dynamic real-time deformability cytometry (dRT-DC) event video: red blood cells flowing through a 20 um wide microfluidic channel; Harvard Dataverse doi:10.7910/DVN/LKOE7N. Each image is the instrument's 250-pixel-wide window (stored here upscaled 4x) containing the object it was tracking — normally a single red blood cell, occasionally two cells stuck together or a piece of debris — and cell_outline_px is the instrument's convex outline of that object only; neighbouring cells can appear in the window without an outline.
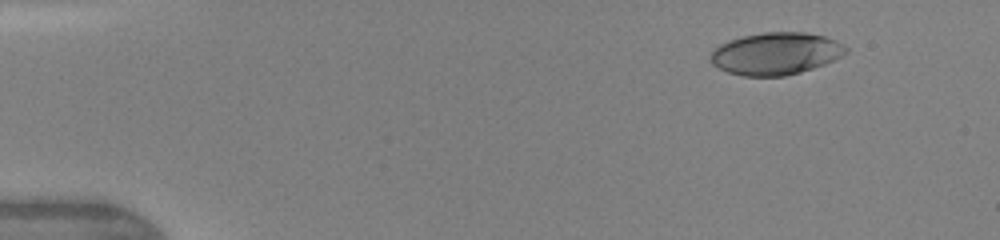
{"species": "human", "species_latin": "Homo sapiens", "temperature_condition": "warm", "stored_images_in_passage": 7, "camera_frame_rate_fps": 3000, "um_per_image_px": 0.085, "donor": {"sex": "female"}, "frame": {"image": 1, "passage_image": 2, "time_ms": 1.0, "image_size_px": [1000, 240], "cell_outline_px": [[848, 52], [824, 64], [800, 72], [784, 76], [744, 76], [728, 72], [712, 64], [712, 52], [720, 44], [744, 36], [764, 32], [804, 32], [824, 36], [836, 40], [848, 48]], "centroid_in_image_um": [65.97, 4.55], "position_along_channel_um": 19.0, "area_um2": 32.89}}
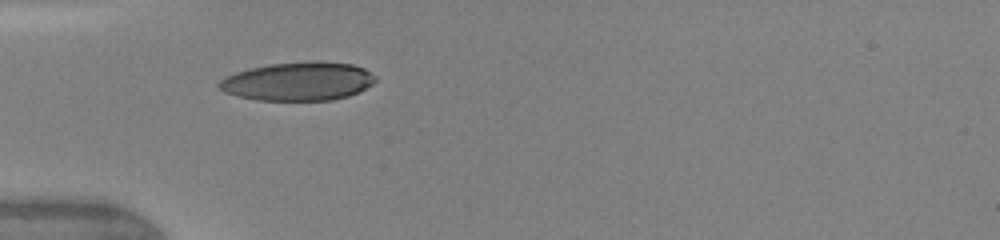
{"frame": {"image": 2, "passage_image": 6, "time_ms": 4.333, "image_size_px": [1000, 240], "cell_outline_px": [[376, 80], [372, 84], [348, 96], [332, 100], [256, 100], [236, 96], [224, 92], [216, 84], [220, 80], [236, 72], [252, 68], [272, 64], [352, 64], [364, 68], [376, 76]], "centroid_in_image_um": [25.3, 6.96], "position_along_channel_um": 59.7, "area_um2": 33.87}}